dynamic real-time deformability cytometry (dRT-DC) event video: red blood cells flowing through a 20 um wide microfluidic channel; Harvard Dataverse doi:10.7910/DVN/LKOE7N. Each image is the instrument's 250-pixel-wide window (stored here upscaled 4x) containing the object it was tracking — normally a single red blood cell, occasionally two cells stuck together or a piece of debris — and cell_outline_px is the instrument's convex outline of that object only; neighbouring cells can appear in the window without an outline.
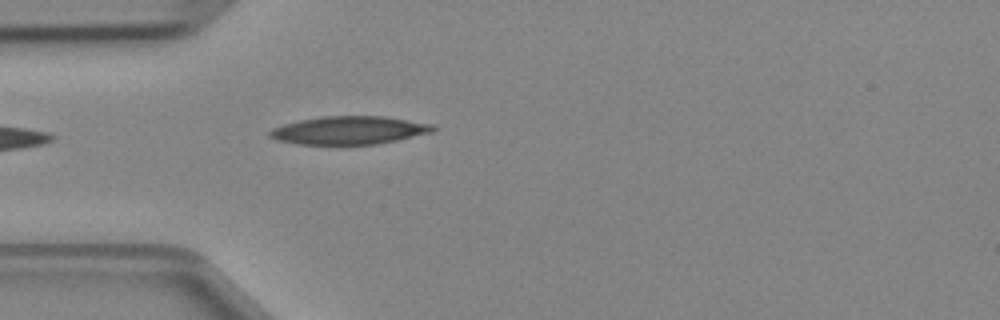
{"species": "Egyptian fruit bat (a non-hibernating species)", "species_latin": "Rousettus aegyptiacus", "temperature_condition": "cold", "stored_images_in_passage": 1, "camera_frame_rate_fps": 3000, "um_per_image_px": 0.085, "animal": {"sex": "female"}, "frame": {"image": 1, "passage_image": 1, "time_ms": 0.0, "image_size_px": [1000, 320], "cell_outline_px": [[440, 128], [432, 132], [396, 140], [376, 144], [296, 144], [276, 140], [268, 136], [268, 132], [272, 128], [284, 124], [300, 120], [324, 116], [384, 116], [432, 124]], "centroid_in_image_um": [29.67, 11.07], "position_along_channel_um": 55.3, "area_um2": 26.7}}